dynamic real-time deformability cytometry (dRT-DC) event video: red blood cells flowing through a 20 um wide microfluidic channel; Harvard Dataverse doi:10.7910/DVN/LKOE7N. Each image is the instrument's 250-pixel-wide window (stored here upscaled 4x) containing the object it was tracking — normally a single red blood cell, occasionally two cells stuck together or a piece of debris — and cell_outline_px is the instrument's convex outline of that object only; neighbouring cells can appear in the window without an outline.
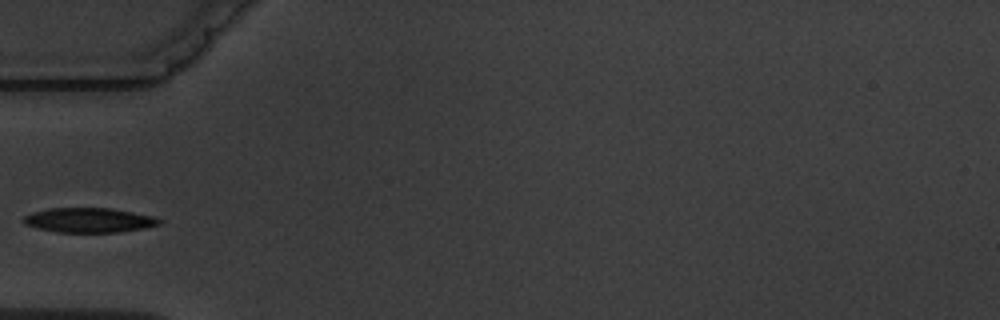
{"species": "common noctule bat (a hibernating species)", "species_latin": "Nyctalus noctula", "temperature_condition": "warm", "stored_images_in_passage": 4, "camera_frame_rate_fps": 3000, "um_per_image_px": 0.085, "animal": {"sex": "male", "body_mass_g": 19.5, "forearm_length_mm": 54.6}, "frame": {"image": 1, "passage_image": 1, "time_ms": 0.0, "image_size_px": [1000, 320], "cell_outline_px": [[160, 224], [144, 228], [116, 232], [56, 232], [36, 228], [24, 224], [20, 220], [24, 216], [32, 212], [52, 208], [108, 208], [132, 212], [152, 216], [160, 220]], "centroid_in_image_um": [7.49, 18.71], "position_along_channel_um": 77.5, "area_um2": 19.36}}
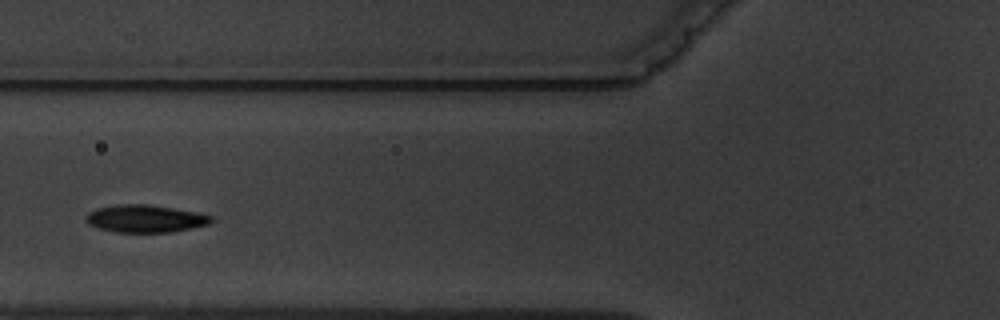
{"frame": {"image": 2, "passage_image": 2, "time_ms": 1.0, "image_size_px": [1000, 320], "cell_outline_px": [[216, 220], [208, 224], [192, 228], [172, 232], [116, 232], [100, 228], [88, 224], [88, 212], [96, 208], [116, 204], [144, 204], [200, 212], [212, 216]], "centroid_in_image_um": [12.4, 18.58], "position_along_channel_um": 113.4, "area_um2": 20.06}}
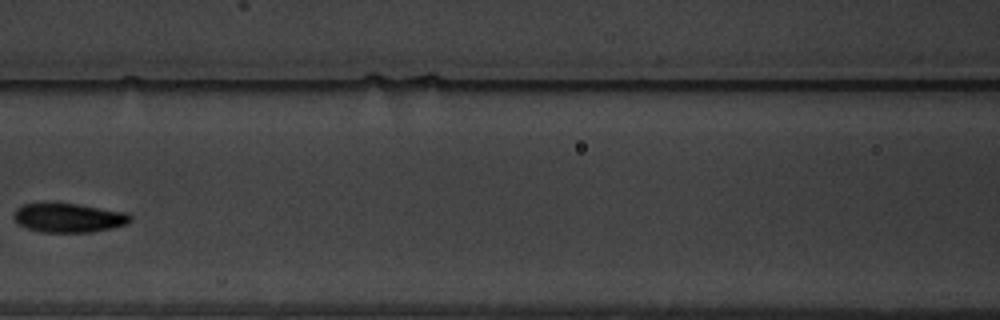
{"frame": {"image": 3, "passage_image": 3, "time_ms": 2.333, "image_size_px": [1000, 320], "cell_outline_px": [[132, 220], [128, 224], [112, 228], [92, 232], [40, 232], [28, 228], [20, 224], [12, 216], [16, 208], [24, 204], [44, 200], [52, 200], [128, 212], [132, 216]], "centroid_in_image_um": [5.82, 18.46], "position_along_channel_um": 160.8, "area_um2": 20.58}}